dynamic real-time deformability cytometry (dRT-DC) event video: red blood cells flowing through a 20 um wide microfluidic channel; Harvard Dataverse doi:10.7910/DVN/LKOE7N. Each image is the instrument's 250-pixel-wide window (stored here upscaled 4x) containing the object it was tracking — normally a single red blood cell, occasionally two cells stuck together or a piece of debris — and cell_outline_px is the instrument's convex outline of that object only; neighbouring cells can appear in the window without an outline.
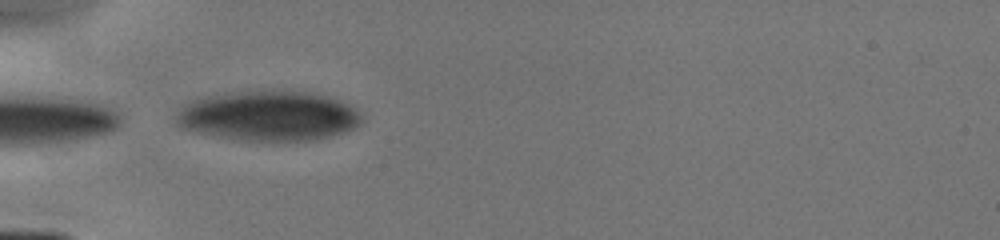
{"species": "human", "species_latin": "Homo sapiens", "temperature_condition": "cold", "stored_images_in_passage": 9, "camera_frame_rate_fps": 3000, "um_per_image_px": 0.085, "donor": {"sex": "male"}, "frame": {"image": 1, "passage_image": 7, "time_ms": 5.0, "image_size_px": [1000, 240], "cell_outline_px": [[364, 120], [360, 124], [344, 132], [316, 140], [244, 140], [196, 132], [180, 128], [176, 124], [176, 112], [184, 104], [192, 100], [204, 96], [224, 92], [272, 88], [312, 92], [348, 104], [356, 108]], "centroid_in_image_um": [22.79, 9.8], "position_along_channel_um": 62.2, "area_um2": 54.85}}